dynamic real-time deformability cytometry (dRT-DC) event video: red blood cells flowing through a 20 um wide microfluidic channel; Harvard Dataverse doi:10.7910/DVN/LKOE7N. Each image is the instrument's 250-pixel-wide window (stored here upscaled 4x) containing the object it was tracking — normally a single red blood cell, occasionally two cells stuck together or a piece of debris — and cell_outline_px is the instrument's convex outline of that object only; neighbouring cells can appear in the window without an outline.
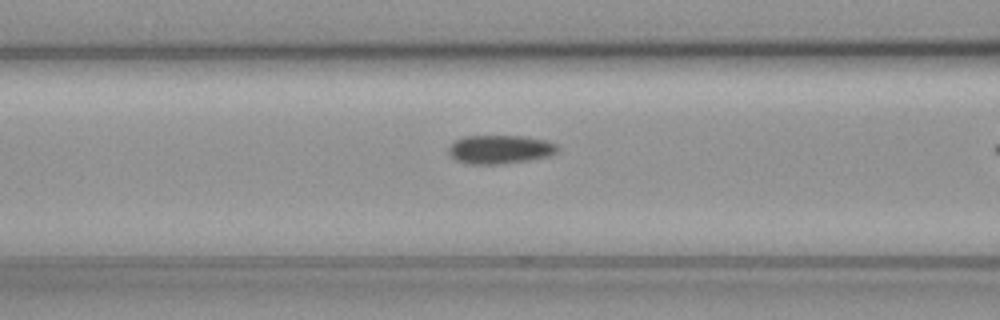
{"species": "common noctule bat (a hibernating species)", "species_latin": "Nyctalus noctula", "temperature_condition": "cold", "stored_images_in_passage": 25, "camera_frame_rate_fps": 3000, "um_per_image_px": 0.085, "animal": {"sex": "female", "body_mass_g": 19.3, "forearm_length_mm": 54.1}, "frame": {"image": 1, "passage_image": 20, "time_ms": 6.333, "image_size_px": [1000, 320], "cell_outline_px": [[560, 148], [556, 152], [548, 156], [528, 160], [500, 164], [468, 164], [456, 160], [448, 152], [448, 148], [456, 140], [464, 136], [524, 136], [544, 140], [556, 144]], "centroid_in_image_um": [42.49, 12.7], "position_along_channel_um": 124.1, "area_um2": 18.09}}